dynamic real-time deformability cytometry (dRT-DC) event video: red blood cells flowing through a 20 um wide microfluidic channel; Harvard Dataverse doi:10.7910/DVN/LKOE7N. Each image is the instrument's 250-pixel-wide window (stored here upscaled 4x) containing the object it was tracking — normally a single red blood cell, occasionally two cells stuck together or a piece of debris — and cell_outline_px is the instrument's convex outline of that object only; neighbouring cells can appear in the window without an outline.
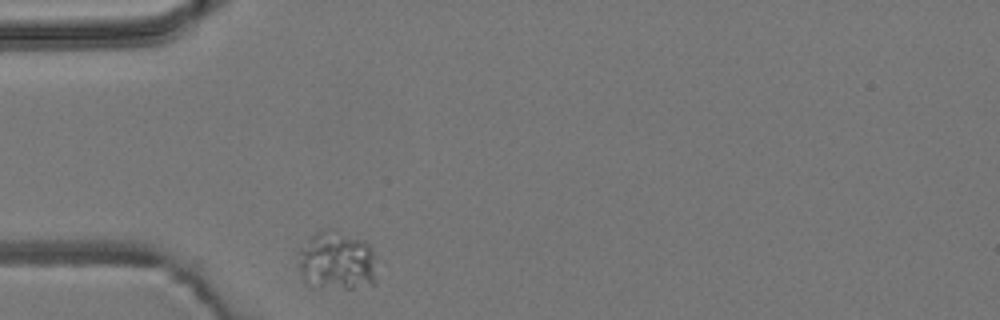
{"species": "common noctule bat (a hibernating species)", "species_latin": "Nyctalus noctula", "temperature_condition": "room temperature", "stored_images_in_passage": 1, "camera_frame_rate_fps": 3000, "um_per_image_px": 0.085, "animal": {"sex": "male", "body_mass_g": 19.2, "forearm_length_mm": 51.8}, "frame": {"image": 1, "passage_image": 1, "time_ms": 0.0, "image_size_px": [1000, 320], "cell_outline_px": [[376, 284], [352, 288], [344, 288], [320, 284], [300, 272], [296, 252], [308, 236], [316, 232], [324, 232], [364, 240], [368, 244], [372, 252], [376, 280]], "centroid_in_image_um": [28.63, 22.16], "position_along_channel_um": 56.4, "area_um2": 25.43}}